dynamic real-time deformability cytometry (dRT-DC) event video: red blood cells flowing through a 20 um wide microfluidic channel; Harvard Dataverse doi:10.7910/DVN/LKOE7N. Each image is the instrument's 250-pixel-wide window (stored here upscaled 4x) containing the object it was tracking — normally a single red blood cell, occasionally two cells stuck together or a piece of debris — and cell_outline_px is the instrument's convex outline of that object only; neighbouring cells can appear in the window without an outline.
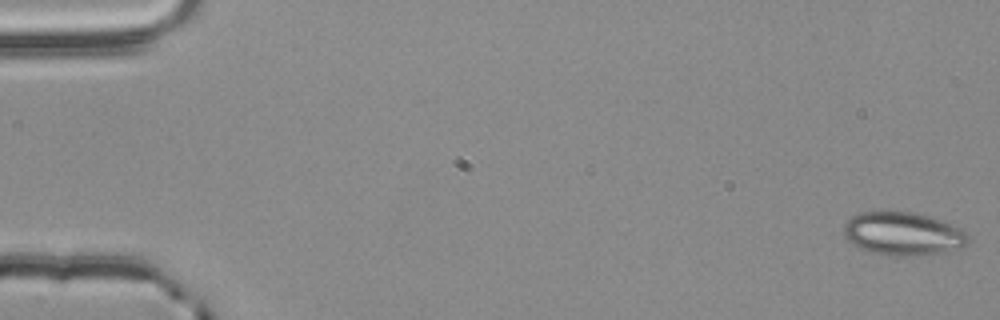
{"species": "common noctule bat (a hibernating species)", "species_latin": "Nyctalus noctula", "temperature_condition": "room temperature", "stored_images_in_passage": 56, "camera_frame_rate_fps": 3000, "um_per_image_px": 0.085, "animal": {"sex": "male", "body_mass_g": 20.4}, "frame": {"image": 1, "passage_image": 1, "time_ms": 0.0, "image_size_px": [1000, 320], "cell_outline_px": [[968, 244], [960, 248], [944, 252], [916, 256], [888, 256], [868, 252], [860, 248], [848, 240], [844, 236], [844, 224], [852, 216], [860, 212], [916, 212], [940, 220], [960, 228], [968, 232]], "centroid_in_image_um": [76.76, 19.88], "position_along_channel_um": 8.2, "area_um2": 31.5}}
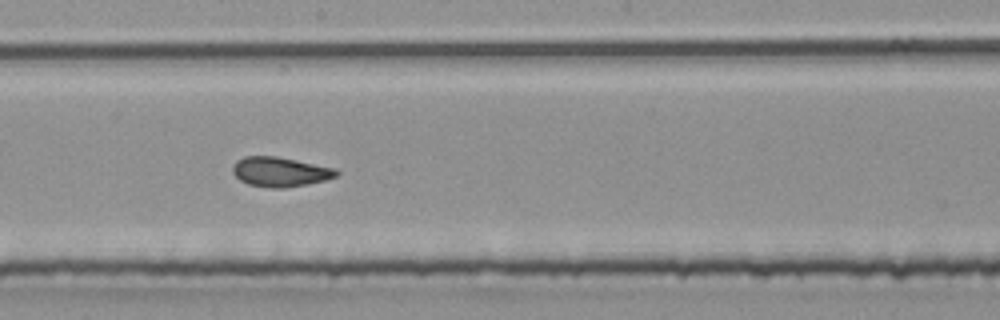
{"frame": {"image": 2, "passage_image": 31, "time_ms": 10.0, "image_size_px": [1000, 320], "cell_outline_px": [[340, 176], [324, 180], [284, 188], [272, 188], [248, 184], [240, 180], [232, 172], [232, 168], [236, 160], [244, 156], [276, 156], [336, 168], [340, 172]], "centroid_in_image_um": [23.82, 14.6], "position_along_channel_um": 224.4, "area_um2": 17.92}}
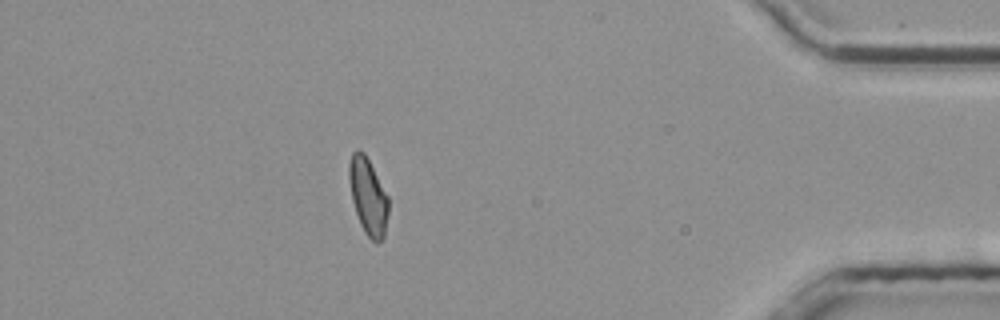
{"frame": {"image": 3, "passage_image": 49, "time_ms": 16.0, "image_size_px": [1000, 320], "cell_outline_px": [[388, 216], [384, 240], [376, 244], [364, 232], [360, 224], [352, 200], [348, 176], [348, 164], [352, 152], [356, 148], [364, 152], [388, 196]], "centroid_in_image_um": [31.28, 16.71], "position_along_channel_um": 403.9, "area_um2": 17.74}, "authors_computed_cell_mechanics": {"area_um2": 17.8602, "velocity_mm_per_s": 3.7797, "shape_relaxation_time_tau1_ms": null, "shape_relaxation_time_tau2_ms": 1.3445, "deformation_change_tau1": null, "deformation_change_tau2": 0.0603}}